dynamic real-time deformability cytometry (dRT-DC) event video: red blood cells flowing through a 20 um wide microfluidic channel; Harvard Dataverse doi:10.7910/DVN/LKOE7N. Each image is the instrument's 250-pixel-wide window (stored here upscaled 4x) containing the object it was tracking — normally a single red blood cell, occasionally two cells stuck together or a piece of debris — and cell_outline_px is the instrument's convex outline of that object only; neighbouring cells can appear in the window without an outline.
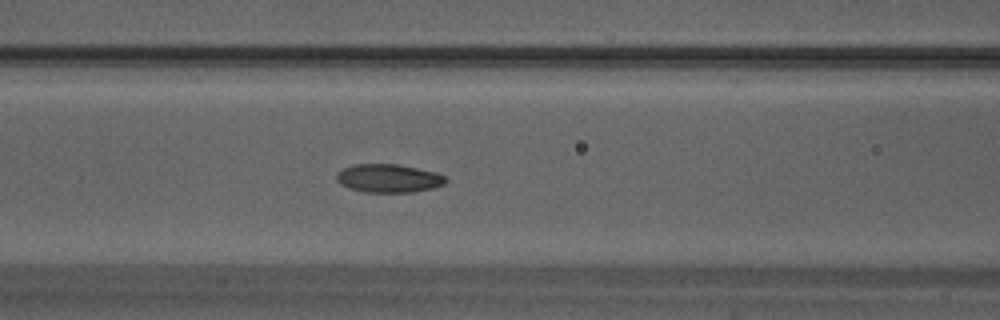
{"species": "Egyptian fruit bat (a non-hibernating species)", "species_latin": "Rousettus aegyptiacus", "temperature_condition": "warm", "stored_images_in_passage": 36, "camera_frame_rate_fps": 3000, "um_per_image_px": 0.085, "animal": {"sex": "male"}, "frame": {"image": 1, "passage_image": 8, "time_ms": 2.333, "image_size_px": [1000, 320], "cell_outline_px": [[448, 180], [444, 184], [432, 188], [412, 192], [364, 192], [340, 184], [336, 180], [336, 176], [344, 168], [352, 164], [396, 164], [436, 172], [444, 176]], "centroid_in_image_um": [33.04, 15.15], "position_along_channel_um": 133.6, "area_um2": 17.86}}
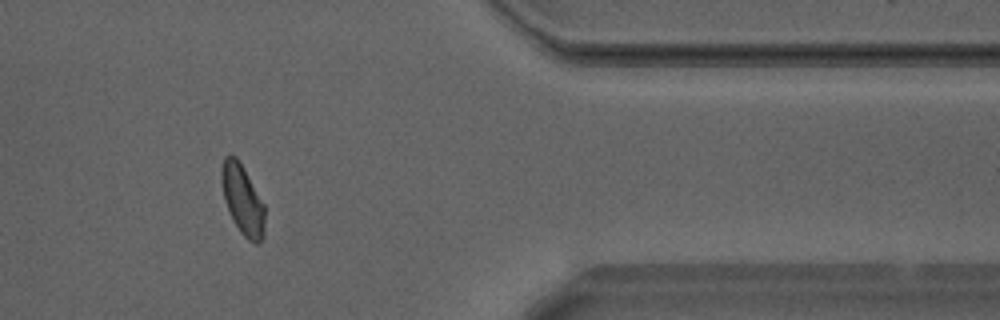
{"frame": {"image": 2, "passage_image": 28, "time_ms": 9.0, "image_size_px": [1000, 320], "cell_outline_px": [[264, 236], [256, 244], [248, 240], [240, 232], [224, 200], [220, 176], [220, 172], [224, 156], [236, 156], [244, 168], [264, 204]], "centroid_in_image_um": [20.61, 16.95], "position_along_channel_um": 390.8, "area_um2": 17.4}}
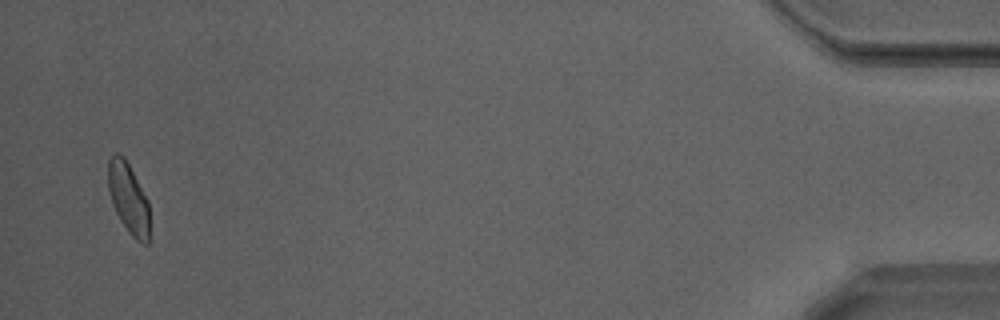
{"frame": {"image": 3, "passage_image": 35, "time_ms": 11.333, "image_size_px": [1000, 320], "cell_outline_px": [[148, 244], [144, 244], [136, 240], [132, 236], [120, 220], [112, 204], [108, 188], [108, 160], [116, 152], [124, 156], [148, 200]], "centroid_in_image_um": [10.9, 16.83], "position_along_channel_um": 424.3, "area_um2": 16.82}, "authors_computed_cell_mechanics": {"area_um2": 17.7157, "velocity_mm_per_s": 4.2114, "shape_relaxation_time_tau1_ms": 3.5473, "shape_relaxation_time_tau2_ms": 1.9131, "deformation_change_tau1": 0.1466, "deformation_change_tau2": 0.0673}}